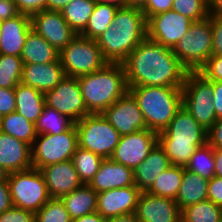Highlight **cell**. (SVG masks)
I'll return each mask as SVG.
<instances>
[{
  "label": "cell",
  "mask_w": 222,
  "mask_h": 222,
  "mask_svg": "<svg viewBox=\"0 0 222 222\" xmlns=\"http://www.w3.org/2000/svg\"><path fill=\"white\" fill-rule=\"evenodd\" d=\"M117 10L118 8L113 5L96 2L85 29L79 35L96 40L111 26Z\"/></svg>",
  "instance_id": "31"
},
{
  "label": "cell",
  "mask_w": 222,
  "mask_h": 222,
  "mask_svg": "<svg viewBox=\"0 0 222 222\" xmlns=\"http://www.w3.org/2000/svg\"><path fill=\"white\" fill-rule=\"evenodd\" d=\"M209 180L199 174L184 169L179 192L175 199L180 211L208 199L207 187Z\"/></svg>",
  "instance_id": "26"
},
{
  "label": "cell",
  "mask_w": 222,
  "mask_h": 222,
  "mask_svg": "<svg viewBox=\"0 0 222 222\" xmlns=\"http://www.w3.org/2000/svg\"><path fill=\"white\" fill-rule=\"evenodd\" d=\"M87 110L100 114L128 92L122 63H106L101 69L77 77Z\"/></svg>",
  "instance_id": "4"
},
{
  "label": "cell",
  "mask_w": 222,
  "mask_h": 222,
  "mask_svg": "<svg viewBox=\"0 0 222 222\" xmlns=\"http://www.w3.org/2000/svg\"><path fill=\"white\" fill-rule=\"evenodd\" d=\"M78 146L101 156L111 158L120 139L119 132L102 113L88 114L75 123Z\"/></svg>",
  "instance_id": "7"
},
{
  "label": "cell",
  "mask_w": 222,
  "mask_h": 222,
  "mask_svg": "<svg viewBox=\"0 0 222 222\" xmlns=\"http://www.w3.org/2000/svg\"><path fill=\"white\" fill-rule=\"evenodd\" d=\"M0 128L1 132L28 143L31 147L37 136L35 124L16 111L0 117Z\"/></svg>",
  "instance_id": "29"
},
{
  "label": "cell",
  "mask_w": 222,
  "mask_h": 222,
  "mask_svg": "<svg viewBox=\"0 0 222 222\" xmlns=\"http://www.w3.org/2000/svg\"><path fill=\"white\" fill-rule=\"evenodd\" d=\"M169 158L159 142L149 155L133 169L135 185L142 191H147L158 175L170 166Z\"/></svg>",
  "instance_id": "24"
},
{
  "label": "cell",
  "mask_w": 222,
  "mask_h": 222,
  "mask_svg": "<svg viewBox=\"0 0 222 222\" xmlns=\"http://www.w3.org/2000/svg\"><path fill=\"white\" fill-rule=\"evenodd\" d=\"M21 57L0 54V87L14 89L23 75Z\"/></svg>",
  "instance_id": "37"
},
{
  "label": "cell",
  "mask_w": 222,
  "mask_h": 222,
  "mask_svg": "<svg viewBox=\"0 0 222 222\" xmlns=\"http://www.w3.org/2000/svg\"><path fill=\"white\" fill-rule=\"evenodd\" d=\"M45 105L68 116L75 123L91 114L85 105L77 77L65 76L58 85L44 93Z\"/></svg>",
  "instance_id": "12"
},
{
  "label": "cell",
  "mask_w": 222,
  "mask_h": 222,
  "mask_svg": "<svg viewBox=\"0 0 222 222\" xmlns=\"http://www.w3.org/2000/svg\"><path fill=\"white\" fill-rule=\"evenodd\" d=\"M207 197L222 208V177L214 176L208 182Z\"/></svg>",
  "instance_id": "46"
},
{
  "label": "cell",
  "mask_w": 222,
  "mask_h": 222,
  "mask_svg": "<svg viewBox=\"0 0 222 222\" xmlns=\"http://www.w3.org/2000/svg\"><path fill=\"white\" fill-rule=\"evenodd\" d=\"M72 0H47V10L62 11Z\"/></svg>",
  "instance_id": "53"
},
{
  "label": "cell",
  "mask_w": 222,
  "mask_h": 222,
  "mask_svg": "<svg viewBox=\"0 0 222 222\" xmlns=\"http://www.w3.org/2000/svg\"><path fill=\"white\" fill-rule=\"evenodd\" d=\"M13 207L7 180L0 181V214Z\"/></svg>",
  "instance_id": "50"
},
{
  "label": "cell",
  "mask_w": 222,
  "mask_h": 222,
  "mask_svg": "<svg viewBox=\"0 0 222 222\" xmlns=\"http://www.w3.org/2000/svg\"><path fill=\"white\" fill-rule=\"evenodd\" d=\"M89 185L97 192L135 185L133 169L105 158Z\"/></svg>",
  "instance_id": "22"
},
{
  "label": "cell",
  "mask_w": 222,
  "mask_h": 222,
  "mask_svg": "<svg viewBox=\"0 0 222 222\" xmlns=\"http://www.w3.org/2000/svg\"><path fill=\"white\" fill-rule=\"evenodd\" d=\"M139 222H181V211L174 199L141 192L135 210Z\"/></svg>",
  "instance_id": "17"
},
{
  "label": "cell",
  "mask_w": 222,
  "mask_h": 222,
  "mask_svg": "<svg viewBox=\"0 0 222 222\" xmlns=\"http://www.w3.org/2000/svg\"><path fill=\"white\" fill-rule=\"evenodd\" d=\"M8 172L2 167L0 166V181H5L8 179Z\"/></svg>",
  "instance_id": "58"
},
{
  "label": "cell",
  "mask_w": 222,
  "mask_h": 222,
  "mask_svg": "<svg viewBox=\"0 0 222 222\" xmlns=\"http://www.w3.org/2000/svg\"><path fill=\"white\" fill-rule=\"evenodd\" d=\"M209 16L222 18V0H208Z\"/></svg>",
  "instance_id": "52"
},
{
  "label": "cell",
  "mask_w": 222,
  "mask_h": 222,
  "mask_svg": "<svg viewBox=\"0 0 222 222\" xmlns=\"http://www.w3.org/2000/svg\"><path fill=\"white\" fill-rule=\"evenodd\" d=\"M32 29L59 53L77 36L61 11L43 10L31 16Z\"/></svg>",
  "instance_id": "15"
},
{
  "label": "cell",
  "mask_w": 222,
  "mask_h": 222,
  "mask_svg": "<svg viewBox=\"0 0 222 222\" xmlns=\"http://www.w3.org/2000/svg\"><path fill=\"white\" fill-rule=\"evenodd\" d=\"M72 219L59 198H51L35 213V222H71Z\"/></svg>",
  "instance_id": "38"
},
{
  "label": "cell",
  "mask_w": 222,
  "mask_h": 222,
  "mask_svg": "<svg viewBox=\"0 0 222 222\" xmlns=\"http://www.w3.org/2000/svg\"><path fill=\"white\" fill-rule=\"evenodd\" d=\"M65 75L79 77L101 69L107 62L103 59L96 40L77 35L59 55Z\"/></svg>",
  "instance_id": "11"
},
{
  "label": "cell",
  "mask_w": 222,
  "mask_h": 222,
  "mask_svg": "<svg viewBox=\"0 0 222 222\" xmlns=\"http://www.w3.org/2000/svg\"><path fill=\"white\" fill-rule=\"evenodd\" d=\"M171 10L187 16L194 22L209 17L208 0H173Z\"/></svg>",
  "instance_id": "39"
},
{
  "label": "cell",
  "mask_w": 222,
  "mask_h": 222,
  "mask_svg": "<svg viewBox=\"0 0 222 222\" xmlns=\"http://www.w3.org/2000/svg\"><path fill=\"white\" fill-rule=\"evenodd\" d=\"M182 106L208 131L217 120L212 81L199 72H187L182 86Z\"/></svg>",
  "instance_id": "8"
},
{
  "label": "cell",
  "mask_w": 222,
  "mask_h": 222,
  "mask_svg": "<svg viewBox=\"0 0 222 222\" xmlns=\"http://www.w3.org/2000/svg\"><path fill=\"white\" fill-rule=\"evenodd\" d=\"M148 0H127V7L143 9Z\"/></svg>",
  "instance_id": "57"
},
{
  "label": "cell",
  "mask_w": 222,
  "mask_h": 222,
  "mask_svg": "<svg viewBox=\"0 0 222 222\" xmlns=\"http://www.w3.org/2000/svg\"><path fill=\"white\" fill-rule=\"evenodd\" d=\"M13 207L36 213L51 198L42 173L35 168L14 172L7 179Z\"/></svg>",
  "instance_id": "9"
},
{
  "label": "cell",
  "mask_w": 222,
  "mask_h": 222,
  "mask_svg": "<svg viewBox=\"0 0 222 222\" xmlns=\"http://www.w3.org/2000/svg\"><path fill=\"white\" fill-rule=\"evenodd\" d=\"M121 136L147 129L137 101L127 92L102 112Z\"/></svg>",
  "instance_id": "16"
},
{
  "label": "cell",
  "mask_w": 222,
  "mask_h": 222,
  "mask_svg": "<svg viewBox=\"0 0 222 222\" xmlns=\"http://www.w3.org/2000/svg\"><path fill=\"white\" fill-rule=\"evenodd\" d=\"M215 176L222 177V149L214 148Z\"/></svg>",
  "instance_id": "54"
},
{
  "label": "cell",
  "mask_w": 222,
  "mask_h": 222,
  "mask_svg": "<svg viewBox=\"0 0 222 222\" xmlns=\"http://www.w3.org/2000/svg\"><path fill=\"white\" fill-rule=\"evenodd\" d=\"M142 191L136 186H127L97 193V212L105 219L133 213Z\"/></svg>",
  "instance_id": "18"
},
{
  "label": "cell",
  "mask_w": 222,
  "mask_h": 222,
  "mask_svg": "<svg viewBox=\"0 0 222 222\" xmlns=\"http://www.w3.org/2000/svg\"><path fill=\"white\" fill-rule=\"evenodd\" d=\"M71 160L82 184H89L103 158L78 146Z\"/></svg>",
  "instance_id": "35"
},
{
  "label": "cell",
  "mask_w": 222,
  "mask_h": 222,
  "mask_svg": "<svg viewBox=\"0 0 222 222\" xmlns=\"http://www.w3.org/2000/svg\"><path fill=\"white\" fill-rule=\"evenodd\" d=\"M95 1L107 5H113L118 9L127 7V0H95Z\"/></svg>",
  "instance_id": "56"
},
{
  "label": "cell",
  "mask_w": 222,
  "mask_h": 222,
  "mask_svg": "<svg viewBox=\"0 0 222 222\" xmlns=\"http://www.w3.org/2000/svg\"><path fill=\"white\" fill-rule=\"evenodd\" d=\"M14 92L15 111L35 124L45 107L44 93L22 83L16 85Z\"/></svg>",
  "instance_id": "27"
},
{
  "label": "cell",
  "mask_w": 222,
  "mask_h": 222,
  "mask_svg": "<svg viewBox=\"0 0 222 222\" xmlns=\"http://www.w3.org/2000/svg\"><path fill=\"white\" fill-rule=\"evenodd\" d=\"M60 199L71 219L82 217L97 210V192L89 184H82Z\"/></svg>",
  "instance_id": "28"
},
{
  "label": "cell",
  "mask_w": 222,
  "mask_h": 222,
  "mask_svg": "<svg viewBox=\"0 0 222 222\" xmlns=\"http://www.w3.org/2000/svg\"><path fill=\"white\" fill-rule=\"evenodd\" d=\"M181 222H222V208L208 199L195 203L181 211Z\"/></svg>",
  "instance_id": "34"
},
{
  "label": "cell",
  "mask_w": 222,
  "mask_h": 222,
  "mask_svg": "<svg viewBox=\"0 0 222 222\" xmlns=\"http://www.w3.org/2000/svg\"><path fill=\"white\" fill-rule=\"evenodd\" d=\"M20 14L14 0H0V22L15 18Z\"/></svg>",
  "instance_id": "48"
},
{
  "label": "cell",
  "mask_w": 222,
  "mask_h": 222,
  "mask_svg": "<svg viewBox=\"0 0 222 222\" xmlns=\"http://www.w3.org/2000/svg\"><path fill=\"white\" fill-rule=\"evenodd\" d=\"M0 222H35V214L17 207H12L0 214Z\"/></svg>",
  "instance_id": "41"
},
{
  "label": "cell",
  "mask_w": 222,
  "mask_h": 222,
  "mask_svg": "<svg viewBox=\"0 0 222 222\" xmlns=\"http://www.w3.org/2000/svg\"><path fill=\"white\" fill-rule=\"evenodd\" d=\"M128 92L138 103L146 127L163 131L182 106V87L134 86Z\"/></svg>",
  "instance_id": "5"
},
{
  "label": "cell",
  "mask_w": 222,
  "mask_h": 222,
  "mask_svg": "<svg viewBox=\"0 0 222 222\" xmlns=\"http://www.w3.org/2000/svg\"><path fill=\"white\" fill-rule=\"evenodd\" d=\"M75 122L68 116L63 115L47 105L43 108L41 115L35 123L37 135L60 134L71 129Z\"/></svg>",
  "instance_id": "33"
},
{
  "label": "cell",
  "mask_w": 222,
  "mask_h": 222,
  "mask_svg": "<svg viewBox=\"0 0 222 222\" xmlns=\"http://www.w3.org/2000/svg\"><path fill=\"white\" fill-rule=\"evenodd\" d=\"M78 147L75 125L60 134L37 135L31 147L32 166L35 169L72 159Z\"/></svg>",
  "instance_id": "10"
},
{
  "label": "cell",
  "mask_w": 222,
  "mask_h": 222,
  "mask_svg": "<svg viewBox=\"0 0 222 222\" xmlns=\"http://www.w3.org/2000/svg\"><path fill=\"white\" fill-rule=\"evenodd\" d=\"M71 222H107V219H105L101 214H99L97 211L84 215L79 218L72 219Z\"/></svg>",
  "instance_id": "51"
},
{
  "label": "cell",
  "mask_w": 222,
  "mask_h": 222,
  "mask_svg": "<svg viewBox=\"0 0 222 222\" xmlns=\"http://www.w3.org/2000/svg\"><path fill=\"white\" fill-rule=\"evenodd\" d=\"M214 167V148L207 142L204 146L198 147L185 169L211 180L215 176Z\"/></svg>",
  "instance_id": "36"
},
{
  "label": "cell",
  "mask_w": 222,
  "mask_h": 222,
  "mask_svg": "<svg viewBox=\"0 0 222 222\" xmlns=\"http://www.w3.org/2000/svg\"><path fill=\"white\" fill-rule=\"evenodd\" d=\"M95 5V0H72L61 11L64 20L77 35L85 29Z\"/></svg>",
  "instance_id": "32"
},
{
  "label": "cell",
  "mask_w": 222,
  "mask_h": 222,
  "mask_svg": "<svg viewBox=\"0 0 222 222\" xmlns=\"http://www.w3.org/2000/svg\"><path fill=\"white\" fill-rule=\"evenodd\" d=\"M213 104L217 119L222 118V81H212Z\"/></svg>",
  "instance_id": "49"
},
{
  "label": "cell",
  "mask_w": 222,
  "mask_h": 222,
  "mask_svg": "<svg viewBox=\"0 0 222 222\" xmlns=\"http://www.w3.org/2000/svg\"><path fill=\"white\" fill-rule=\"evenodd\" d=\"M194 23L187 16L173 10L153 15L147 20V37L164 47L173 49Z\"/></svg>",
  "instance_id": "13"
},
{
  "label": "cell",
  "mask_w": 222,
  "mask_h": 222,
  "mask_svg": "<svg viewBox=\"0 0 222 222\" xmlns=\"http://www.w3.org/2000/svg\"><path fill=\"white\" fill-rule=\"evenodd\" d=\"M65 76L60 61L45 64H26L23 65L21 83L45 93L53 90Z\"/></svg>",
  "instance_id": "23"
},
{
  "label": "cell",
  "mask_w": 222,
  "mask_h": 222,
  "mask_svg": "<svg viewBox=\"0 0 222 222\" xmlns=\"http://www.w3.org/2000/svg\"><path fill=\"white\" fill-rule=\"evenodd\" d=\"M0 166L8 174L33 168L31 146L9 134L0 132Z\"/></svg>",
  "instance_id": "21"
},
{
  "label": "cell",
  "mask_w": 222,
  "mask_h": 222,
  "mask_svg": "<svg viewBox=\"0 0 222 222\" xmlns=\"http://www.w3.org/2000/svg\"><path fill=\"white\" fill-rule=\"evenodd\" d=\"M31 16L20 14L0 22V54L20 57L29 31Z\"/></svg>",
  "instance_id": "20"
},
{
  "label": "cell",
  "mask_w": 222,
  "mask_h": 222,
  "mask_svg": "<svg viewBox=\"0 0 222 222\" xmlns=\"http://www.w3.org/2000/svg\"><path fill=\"white\" fill-rule=\"evenodd\" d=\"M212 55H222V18L211 16Z\"/></svg>",
  "instance_id": "42"
},
{
  "label": "cell",
  "mask_w": 222,
  "mask_h": 222,
  "mask_svg": "<svg viewBox=\"0 0 222 222\" xmlns=\"http://www.w3.org/2000/svg\"><path fill=\"white\" fill-rule=\"evenodd\" d=\"M15 107L14 89L0 87V117L15 112Z\"/></svg>",
  "instance_id": "45"
},
{
  "label": "cell",
  "mask_w": 222,
  "mask_h": 222,
  "mask_svg": "<svg viewBox=\"0 0 222 222\" xmlns=\"http://www.w3.org/2000/svg\"><path fill=\"white\" fill-rule=\"evenodd\" d=\"M173 0H148L142 12L148 20L151 16L169 11L172 8Z\"/></svg>",
  "instance_id": "44"
},
{
  "label": "cell",
  "mask_w": 222,
  "mask_h": 222,
  "mask_svg": "<svg viewBox=\"0 0 222 222\" xmlns=\"http://www.w3.org/2000/svg\"><path fill=\"white\" fill-rule=\"evenodd\" d=\"M172 50L188 72H198L212 56L211 16L194 22Z\"/></svg>",
  "instance_id": "6"
},
{
  "label": "cell",
  "mask_w": 222,
  "mask_h": 222,
  "mask_svg": "<svg viewBox=\"0 0 222 222\" xmlns=\"http://www.w3.org/2000/svg\"><path fill=\"white\" fill-rule=\"evenodd\" d=\"M198 72L209 81H222V55H212Z\"/></svg>",
  "instance_id": "40"
},
{
  "label": "cell",
  "mask_w": 222,
  "mask_h": 222,
  "mask_svg": "<svg viewBox=\"0 0 222 222\" xmlns=\"http://www.w3.org/2000/svg\"><path fill=\"white\" fill-rule=\"evenodd\" d=\"M50 198H61L82 185L72 160L45 166L39 170Z\"/></svg>",
  "instance_id": "19"
},
{
  "label": "cell",
  "mask_w": 222,
  "mask_h": 222,
  "mask_svg": "<svg viewBox=\"0 0 222 222\" xmlns=\"http://www.w3.org/2000/svg\"><path fill=\"white\" fill-rule=\"evenodd\" d=\"M14 2L21 14L29 16L47 10V0H14Z\"/></svg>",
  "instance_id": "43"
},
{
  "label": "cell",
  "mask_w": 222,
  "mask_h": 222,
  "mask_svg": "<svg viewBox=\"0 0 222 222\" xmlns=\"http://www.w3.org/2000/svg\"><path fill=\"white\" fill-rule=\"evenodd\" d=\"M107 222H139V220L137 219L135 212H133L107 219Z\"/></svg>",
  "instance_id": "55"
},
{
  "label": "cell",
  "mask_w": 222,
  "mask_h": 222,
  "mask_svg": "<svg viewBox=\"0 0 222 222\" xmlns=\"http://www.w3.org/2000/svg\"><path fill=\"white\" fill-rule=\"evenodd\" d=\"M158 143V133L143 129L120 136L111 159L126 167L135 169Z\"/></svg>",
  "instance_id": "14"
},
{
  "label": "cell",
  "mask_w": 222,
  "mask_h": 222,
  "mask_svg": "<svg viewBox=\"0 0 222 222\" xmlns=\"http://www.w3.org/2000/svg\"><path fill=\"white\" fill-rule=\"evenodd\" d=\"M60 53L35 30L31 29L26 37L21 59L23 64H45L60 61Z\"/></svg>",
  "instance_id": "25"
},
{
  "label": "cell",
  "mask_w": 222,
  "mask_h": 222,
  "mask_svg": "<svg viewBox=\"0 0 222 222\" xmlns=\"http://www.w3.org/2000/svg\"><path fill=\"white\" fill-rule=\"evenodd\" d=\"M184 169V166L170 165L158 175V178L146 192L175 200L182 182Z\"/></svg>",
  "instance_id": "30"
},
{
  "label": "cell",
  "mask_w": 222,
  "mask_h": 222,
  "mask_svg": "<svg viewBox=\"0 0 222 222\" xmlns=\"http://www.w3.org/2000/svg\"><path fill=\"white\" fill-rule=\"evenodd\" d=\"M147 37V19L141 9L119 8L111 26L97 39L107 63H123L128 55Z\"/></svg>",
  "instance_id": "2"
},
{
  "label": "cell",
  "mask_w": 222,
  "mask_h": 222,
  "mask_svg": "<svg viewBox=\"0 0 222 222\" xmlns=\"http://www.w3.org/2000/svg\"><path fill=\"white\" fill-rule=\"evenodd\" d=\"M207 142L213 148L222 149V118L217 119L213 126L208 130Z\"/></svg>",
  "instance_id": "47"
},
{
  "label": "cell",
  "mask_w": 222,
  "mask_h": 222,
  "mask_svg": "<svg viewBox=\"0 0 222 222\" xmlns=\"http://www.w3.org/2000/svg\"><path fill=\"white\" fill-rule=\"evenodd\" d=\"M208 131L181 106L169 125L158 133V142L164 148L171 165L186 166L191 156L207 143Z\"/></svg>",
  "instance_id": "3"
},
{
  "label": "cell",
  "mask_w": 222,
  "mask_h": 222,
  "mask_svg": "<svg viewBox=\"0 0 222 222\" xmlns=\"http://www.w3.org/2000/svg\"><path fill=\"white\" fill-rule=\"evenodd\" d=\"M128 87H182L187 70L171 48L146 37L122 63Z\"/></svg>",
  "instance_id": "1"
}]
</instances>
